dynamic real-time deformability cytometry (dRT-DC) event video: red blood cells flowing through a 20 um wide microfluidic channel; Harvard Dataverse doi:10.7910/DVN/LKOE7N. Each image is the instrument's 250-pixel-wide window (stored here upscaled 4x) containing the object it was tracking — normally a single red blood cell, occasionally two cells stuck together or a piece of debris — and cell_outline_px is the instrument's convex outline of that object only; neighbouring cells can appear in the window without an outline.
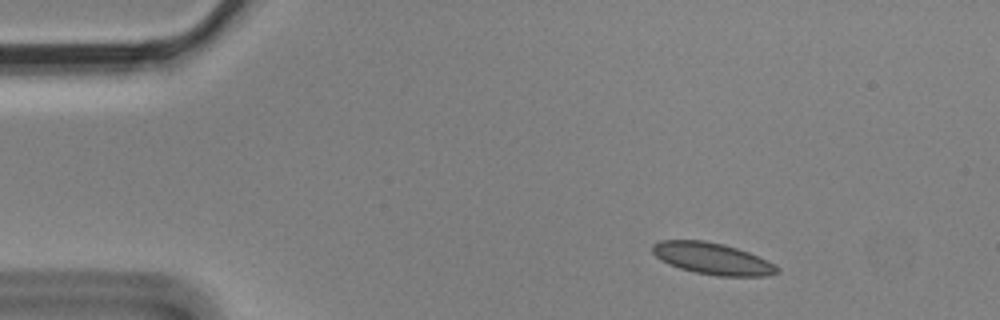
{"species": "Egyptian fruit bat (a non-hibernating species)", "species_latin": "Rousettus aegyptiacus", "temperature_condition": "cold", "stored_images_in_passage": 3, "camera_frame_rate_fps": 3000, "um_per_image_px": 0.085, "animal": {"sex": "male"}, "frame": {"image": 1, "passage_image": 1, "time_ms": 0.0, "image_size_px": [1000, 320], "cell_outline_px": [[780, 272], [768, 276], [716, 276], [696, 272], [680, 268], [668, 264], [660, 260], [652, 252], [652, 244], [660, 240], [704, 240], [724, 244], [748, 252], [768, 260], [780, 268]], "centroid_in_image_um": [60.56, 21.98], "position_along_channel_um": 24.4, "area_um2": 23.12}}